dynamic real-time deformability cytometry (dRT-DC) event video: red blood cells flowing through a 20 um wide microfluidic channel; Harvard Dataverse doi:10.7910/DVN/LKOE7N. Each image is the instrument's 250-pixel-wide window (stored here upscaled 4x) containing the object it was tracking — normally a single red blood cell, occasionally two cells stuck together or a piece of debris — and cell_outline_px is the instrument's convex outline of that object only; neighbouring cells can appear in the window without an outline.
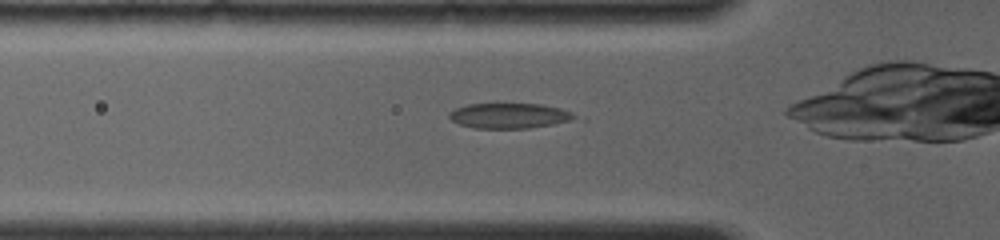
{"species": "common noctule bat (a hibernating species)", "species_latin": "Nyctalus noctula", "temperature_condition": "room temperature", "stored_images_in_passage": 42, "camera_frame_rate_fps": 4000, "um_per_image_px": 0.085, "animal": {"sex": "female", "body_mass_g": 19.0, "forearm_length_mm": 56.7}, "frame": {"image": 1, "passage_image": 2, "time_ms": 0.5, "image_size_px": [1000, 240], "cell_outline_px": [[588, 120], [528, 128], [476, 128], [460, 124], [452, 120], [448, 116], [448, 112], [456, 108], [468, 104], [540, 104], [560, 108], [572, 112]], "centroid_in_image_um": [43.48, 9.85], "position_along_channel_um": 82.3, "area_um2": 18.96}}
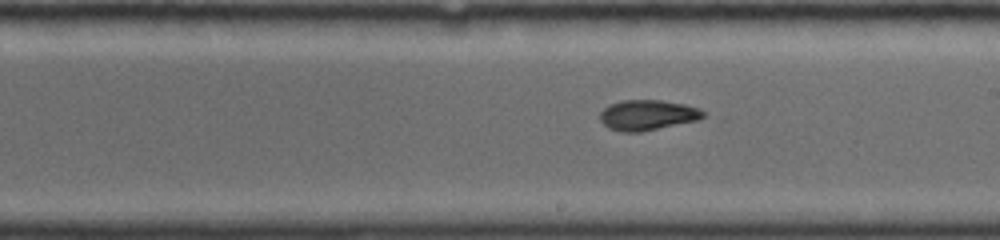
{"frame": {"image": 2, "passage_image": 16, "time_ms": 4.25, "image_size_px": [1000, 240], "cell_outline_px": [[708, 116], [700, 120], [640, 132], [620, 132], [608, 128], [600, 120], [600, 112], [608, 104], [624, 100], [660, 100], [684, 104], [700, 108]], "centroid_in_image_um": [55.06, 9.78], "position_along_channel_um": 233.9, "area_um2": 18.5}}
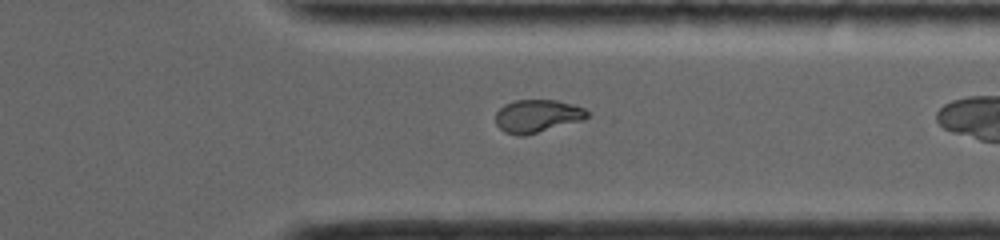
{"frame": {"image": 3, "passage_image": 29, "time_ms": 7.5, "image_size_px": [1000, 240], "cell_outline_px": [[588, 116], [584, 120], [524, 136], [520, 136], [504, 132], [496, 124], [496, 112], [504, 104], [516, 100], [556, 100], [572, 104], [584, 108], [588, 112]], "centroid_in_image_um": [45.66, 9.86], "position_along_channel_um": 365.7, "area_um2": 17.57}, "authors_computed_cell_mechanics": {"area_um2": 18.5249, "velocity_mm_per_s": 4.032, "shape_relaxation_time_tau1_ms": 3.1241, "shape_relaxation_time_tau2_ms": 1.6373, "deformation_change_tau1": 0.1637, "deformation_change_tau2": 0.0493}}